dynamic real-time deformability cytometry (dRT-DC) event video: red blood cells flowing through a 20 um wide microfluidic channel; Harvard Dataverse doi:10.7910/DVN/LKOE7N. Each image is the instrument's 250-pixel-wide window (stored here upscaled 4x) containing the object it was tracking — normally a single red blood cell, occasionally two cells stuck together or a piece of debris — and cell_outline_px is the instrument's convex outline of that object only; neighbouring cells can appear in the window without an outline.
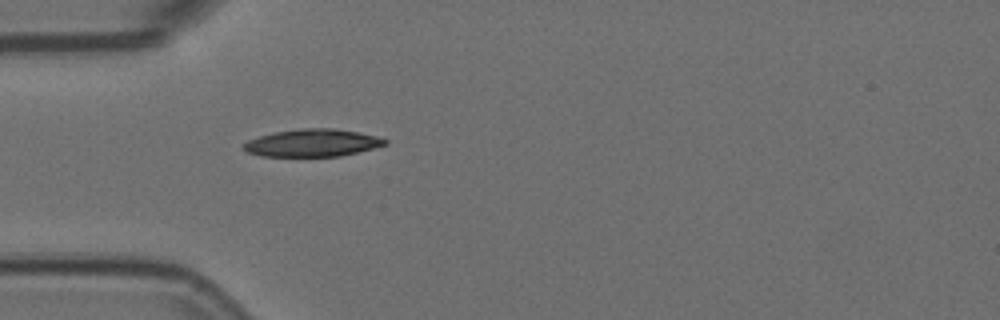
{"species": "Egyptian fruit bat (a non-hibernating species)", "species_latin": "Rousettus aegyptiacus", "temperature_condition": "room temperature", "stored_images_in_passage": 5, "camera_frame_rate_fps": 3000, "um_per_image_px": 0.085, "animal": {"sex": "female"}, "frame": {"image": 1, "passage_image": 5, "time_ms": 1.333, "image_size_px": [1000, 320], "cell_outline_px": [[388, 144], [340, 156], [260, 156], [248, 152], [240, 148], [240, 144], [248, 140], [260, 136], [276, 132], [300, 128], [332, 128], [356, 132], [376, 136], [388, 140]], "centroid_in_image_um": [26.5, 12.15], "position_along_channel_um": 58.5, "area_um2": 22.54}}